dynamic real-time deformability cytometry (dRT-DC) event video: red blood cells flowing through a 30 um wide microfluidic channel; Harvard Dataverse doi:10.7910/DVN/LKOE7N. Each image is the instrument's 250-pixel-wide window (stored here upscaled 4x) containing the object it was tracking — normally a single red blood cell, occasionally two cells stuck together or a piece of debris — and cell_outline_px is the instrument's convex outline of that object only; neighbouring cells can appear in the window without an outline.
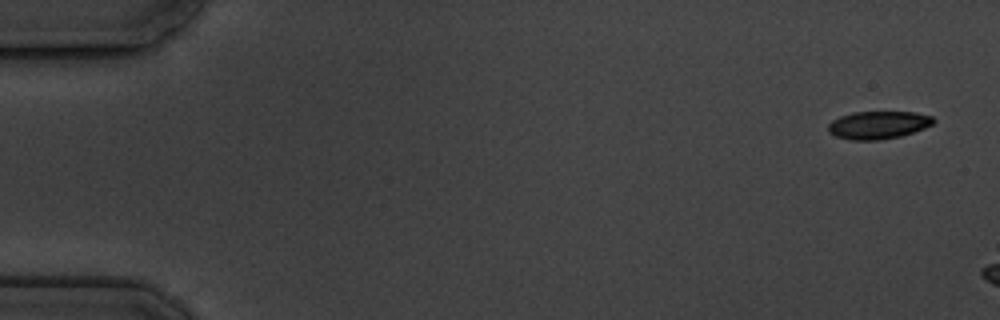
{"species": "common noctule bat (a hibernating species)", "species_latin": "Nyctalus noctula", "temperature_condition": "cold", "stored_images_in_passage": 3, "camera_frame_rate_fps": 3000, "um_per_image_px": 0.085, "animal": {"sex": "male", "body_mass_g": 19.5, "forearm_length_mm": 54.6}, "frame": {"image": 1, "passage_image": 1, "time_ms": 0.0, "image_size_px": [1000, 320], "cell_outline_px": [[936, 120], [932, 124], [924, 128], [900, 136], [880, 140], [852, 140], [836, 136], [828, 132], [828, 124], [832, 120], [840, 116], [852, 112], [916, 112], [932, 116]], "centroid_in_image_um": [74.64, 10.62], "position_along_channel_um": 10.4, "area_um2": 17.05}}